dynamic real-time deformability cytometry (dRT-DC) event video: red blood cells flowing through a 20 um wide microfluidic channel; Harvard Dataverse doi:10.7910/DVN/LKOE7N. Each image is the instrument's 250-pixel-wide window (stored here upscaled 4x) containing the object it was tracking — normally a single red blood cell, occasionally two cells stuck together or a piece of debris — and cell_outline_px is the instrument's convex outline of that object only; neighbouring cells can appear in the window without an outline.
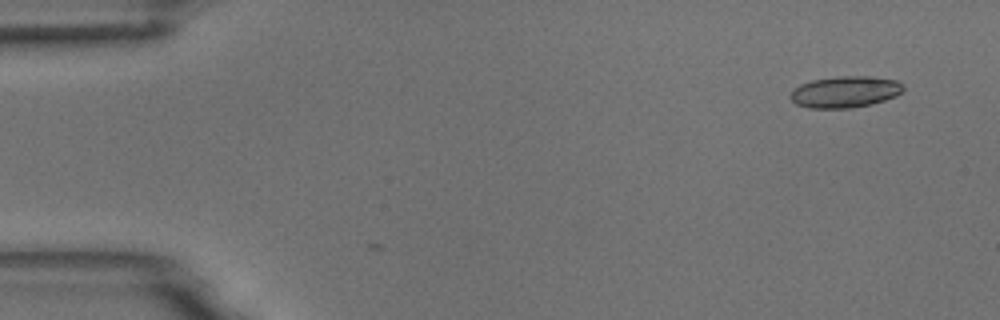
{"species": "common noctule bat (a hibernating species)", "species_latin": "Nyctalus noctula", "temperature_condition": "room temperature", "stored_images_in_passage": 3, "camera_frame_rate_fps": 3000, "um_per_image_px": 0.085, "animal": {"sex": "male", "body_mass_g": 18.8}, "frame": {"image": 1, "passage_image": 3, "time_ms": 0.667, "image_size_px": [1000, 320], "cell_outline_px": [[904, 88], [896, 96], [872, 104], [852, 108], [808, 108], [796, 104], [788, 96], [792, 88], [800, 84], [812, 80], [836, 76], [868, 76], [896, 80], [904, 84]], "centroid_in_image_um": [71.8, 7.81], "position_along_channel_um": 13.2, "area_um2": 20.92}}